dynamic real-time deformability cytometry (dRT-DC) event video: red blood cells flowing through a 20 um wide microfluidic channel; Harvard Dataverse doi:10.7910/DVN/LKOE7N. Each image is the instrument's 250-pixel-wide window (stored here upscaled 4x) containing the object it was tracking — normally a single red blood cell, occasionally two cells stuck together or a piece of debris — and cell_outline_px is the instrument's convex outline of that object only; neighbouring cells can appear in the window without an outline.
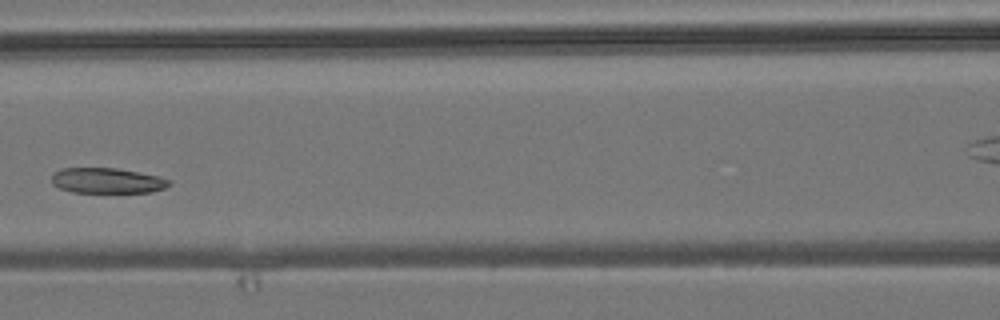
{"species": "common noctule bat (a hibernating species)", "species_latin": "Nyctalus noctula", "temperature_condition": "room temperature", "stored_images_in_passage": 5, "segment_of_instrument_passage": [1, 2], "camera_frame_rate_fps": 3000, "um_per_image_px": 0.085, "animal": {"sex": "male", "body_mass_g": 19.2, "forearm_length_mm": 51.8}, "frame": {"image": 1, "passage_image": 4, "time_ms": 3.667, "image_size_px": [1000, 320], "cell_outline_px": [[172, 184], [164, 188], [152, 192], [72, 192], [60, 188], [52, 184], [52, 176], [56, 172], [64, 168], [116, 168], [160, 176], [168, 180]], "centroid_in_image_um": [9.13, 15.35], "position_along_channel_um": 157.5, "area_um2": 17.22}}